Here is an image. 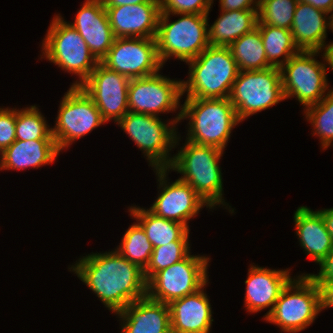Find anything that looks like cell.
Masks as SVG:
<instances>
[{"instance_id":"cell-1","label":"cell","mask_w":333,"mask_h":333,"mask_svg":"<svg viewBox=\"0 0 333 333\" xmlns=\"http://www.w3.org/2000/svg\"><path fill=\"white\" fill-rule=\"evenodd\" d=\"M68 269L96 294L112 313L146 297L147 281L142 270L118 251L81 256Z\"/></svg>"},{"instance_id":"cell-2","label":"cell","mask_w":333,"mask_h":333,"mask_svg":"<svg viewBox=\"0 0 333 333\" xmlns=\"http://www.w3.org/2000/svg\"><path fill=\"white\" fill-rule=\"evenodd\" d=\"M184 146L173 154V160L168 168L180 173V180L187 182L196 193L209 205L211 210L222 205L229 213L234 209L224 200L223 177L219 165L224 151L208 145H201L185 139Z\"/></svg>"},{"instance_id":"cell-3","label":"cell","mask_w":333,"mask_h":333,"mask_svg":"<svg viewBox=\"0 0 333 333\" xmlns=\"http://www.w3.org/2000/svg\"><path fill=\"white\" fill-rule=\"evenodd\" d=\"M181 105V120H189L186 140L224 151L241 122L229 98H186Z\"/></svg>"},{"instance_id":"cell-4","label":"cell","mask_w":333,"mask_h":333,"mask_svg":"<svg viewBox=\"0 0 333 333\" xmlns=\"http://www.w3.org/2000/svg\"><path fill=\"white\" fill-rule=\"evenodd\" d=\"M189 65L188 80H182L186 98H228L239 69L228 46H208Z\"/></svg>"},{"instance_id":"cell-5","label":"cell","mask_w":333,"mask_h":333,"mask_svg":"<svg viewBox=\"0 0 333 333\" xmlns=\"http://www.w3.org/2000/svg\"><path fill=\"white\" fill-rule=\"evenodd\" d=\"M170 15L180 16L171 22ZM208 15L161 13L155 36L158 57L164 66L171 57L187 63L209 46Z\"/></svg>"},{"instance_id":"cell-6","label":"cell","mask_w":333,"mask_h":333,"mask_svg":"<svg viewBox=\"0 0 333 333\" xmlns=\"http://www.w3.org/2000/svg\"><path fill=\"white\" fill-rule=\"evenodd\" d=\"M167 122L153 115L128 111L116 125L143 151L148 166L163 169L170 167L174 157L170 152L180 144L181 136L176 131V125L181 122V111Z\"/></svg>"},{"instance_id":"cell-7","label":"cell","mask_w":333,"mask_h":333,"mask_svg":"<svg viewBox=\"0 0 333 333\" xmlns=\"http://www.w3.org/2000/svg\"><path fill=\"white\" fill-rule=\"evenodd\" d=\"M54 16L42 40L40 59H46L63 71L78 76L72 86H80L99 62L77 30L62 15Z\"/></svg>"},{"instance_id":"cell-8","label":"cell","mask_w":333,"mask_h":333,"mask_svg":"<svg viewBox=\"0 0 333 333\" xmlns=\"http://www.w3.org/2000/svg\"><path fill=\"white\" fill-rule=\"evenodd\" d=\"M321 311L319 286L303 273L283 288L272 312L264 320L277 325L281 332L297 333L308 328Z\"/></svg>"},{"instance_id":"cell-9","label":"cell","mask_w":333,"mask_h":333,"mask_svg":"<svg viewBox=\"0 0 333 333\" xmlns=\"http://www.w3.org/2000/svg\"><path fill=\"white\" fill-rule=\"evenodd\" d=\"M321 54L320 51L300 50L280 68L285 99L296 98L306 109L319 103L331 90L326 57L324 52ZM319 55L323 62L317 60Z\"/></svg>"},{"instance_id":"cell-10","label":"cell","mask_w":333,"mask_h":333,"mask_svg":"<svg viewBox=\"0 0 333 333\" xmlns=\"http://www.w3.org/2000/svg\"><path fill=\"white\" fill-rule=\"evenodd\" d=\"M228 98L241 122L284 101L280 69L239 71Z\"/></svg>"},{"instance_id":"cell-11","label":"cell","mask_w":333,"mask_h":333,"mask_svg":"<svg viewBox=\"0 0 333 333\" xmlns=\"http://www.w3.org/2000/svg\"><path fill=\"white\" fill-rule=\"evenodd\" d=\"M210 258L191 255L155 273L147 281L146 296L151 300L170 304L176 299L195 293L209 280Z\"/></svg>"},{"instance_id":"cell-12","label":"cell","mask_w":333,"mask_h":333,"mask_svg":"<svg viewBox=\"0 0 333 333\" xmlns=\"http://www.w3.org/2000/svg\"><path fill=\"white\" fill-rule=\"evenodd\" d=\"M52 135L60 151L106 122L92 98L80 87L70 86L60 101Z\"/></svg>"},{"instance_id":"cell-13","label":"cell","mask_w":333,"mask_h":333,"mask_svg":"<svg viewBox=\"0 0 333 333\" xmlns=\"http://www.w3.org/2000/svg\"><path fill=\"white\" fill-rule=\"evenodd\" d=\"M132 78L128 87V110L159 117L160 114L173 113L180 105L182 80L170 79L162 74ZM166 112V113H165Z\"/></svg>"},{"instance_id":"cell-14","label":"cell","mask_w":333,"mask_h":333,"mask_svg":"<svg viewBox=\"0 0 333 333\" xmlns=\"http://www.w3.org/2000/svg\"><path fill=\"white\" fill-rule=\"evenodd\" d=\"M101 63L130 79L147 77L163 68L155 38H115Z\"/></svg>"},{"instance_id":"cell-15","label":"cell","mask_w":333,"mask_h":333,"mask_svg":"<svg viewBox=\"0 0 333 333\" xmlns=\"http://www.w3.org/2000/svg\"><path fill=\"white\" fill-rule=\"evenodd\" d=\"M129 82L130 78L99 62L80 87L92 98L103 120L117 124L129 111Z\"/></svg>"},{"instance_id":"cell-16","label":"cell","mask_w":333,"mask_h":333,"mask_svg":"<svg viewBox=\"0 0 333 333\" xmlns=\"http://www.w3.org/2000/svg\"><path fill=\"white\" fill-rule=\"evenodd\" d=\"M158 183V197L148 209L154 215L184 224L189 229V220L200 213V209L209 205L187 183L179 178L168 182V168L152 169ZM167 179V180H166Z\"/></svg>"},{"instance_id":"cell-17","label":"cell","mask_w":333,"mask_h":333,"mask_svg":"<svg viewBox=\"0 0 333 333\" xmlns=\"http://www.w3.org/2000/svg\"><path fill=\"white\" fill-rule=\"evenodd\" d=\"M290 269H269L251 264L248 268L244 306L250 313H259L270 308L265 319L273 310L283 288L292 279Z\"/></svg>"},{"instance_id":"cell-18","label":"cell","mask_w":333,"mask_h":333,"mask_svg":"<svg viewBox=\"0 0 333 333\" xmlns=\"http://www.w3.org/2000/svg\"><path fill=\"white\" fill-rule=\"evenodd\" d=\"M115 38H155L161 14L159 2L106 8Z\"/></svg>"},{"instance_id":"cell-19","label":"cell","mask_w":333,"mask_h":333,"mask_svg":"<svg viewBox=\"0 0 333 333\" xmlns=\"http://www.w3.org/2000/svg\"><path fill=\"white\" fill-rule=\"evenodd\" d=\"M74 19L73 23H68L81 35L96 60L101 62L115 40L102 0H85Z\"/></svg>"},{"instance_id":"cell-20","label":"cell","mask_w":333,"mask_h":333,"mask_svg":"<svg viewBox=\"0 0 333 333\" xmlns=\"http://www.w3.org/2000/svg\"><path fill=\"white\" fill-rule=\"evenodd\" d=\"M176 299L169 304L171 333H210L212 327V308L204 288Z\"/></svg>"},{"instance_id":"cell-21","label":"cell","mask_w":333,"mask_h":333,"mask_svg":"<svg viewBox=\"0 0 333 333\" xmlns=\"http://www.w3.org/2000/svg\"><path fill=\"white\" fill-rule=\"evenodd\" d=\"M116 315L121 321V333H171L169 304L147 296L128 304Z\"/></svg>"},{"instance_id":"cell-22","label":"cell","mask_w":333,"mask_h":333,"mask_svg":"<svg viewBox=\"0 0 333 333\" xmlns=\"http://www.w3.org/2000/svg\"><path fill=\"white\" fill-rule=\"evenodd\" d=\"M296 235L305 254L319 264L333 249V241L321 213L307 206L294 212Z\"/></svg>"},{"instance_id":"cell-23","label":"cell","mask_w":333,"mask_h":333,"mask_svg":"<svg viewBox=\"0 0 333 333\" xmlns=\"http://www.w3.org/2000/svg\"><path fill=\"white\" fill-rule=\"evenodd\" d=\"M328 15L310 4L297 3L290 30L299 50L324 51L327 29H330Z\"/></svg>"},{"instance_id":"cell-24","label":"cell","mask_w":333,"mask_h":333,"mask_svg":"<svg viewBox=\"0 0 333 333\" xmlns=\"http://www.w3.org/2000/svg\"><path fill=\"white\" fill-rule=\"evenodd\" d=\"M60 152L55 140H15L0 154V168L1 171L38 169L53 163Z\"/></svg>"},{"instance_id":"cell-25","label":"cell","mask_w":333,"mask_h":333,"mask_svg":"<svg viewBox=\"0 0 333 333\" xmlns=\"http://www.w3.org/2000/svg\"><path fill=\"white\" fill-rule=\"evenodd\" d=\"M130 216L144 229L153 248L167 245L173 241H190L189 231L184 224L154 215L140 206L128 208Z\"/></svg>"},{"instance_id":"cell-26","label":"cell","mask_w":333,"mask_h":333,"mask_svg":"<svg viewBox=\"0 0 333 333\" xmlns=\"http://www.w3.org/2000/svg\"><path fill=\"white\" fill-rule=\"evenodd\" d=\"M220 16L208 26L210 46H229L257 26V10H220Z\"/></svg>"},{"instance_id":"cell-27","label":"cell","mask_w":333,"mask_h":333,"mask_svg":"<svg viewBox=\"0 0 333 333\" xmlns=\"http://www.w3.org/2000/svg\"><path fill=\"white\" fill-rule=\"evenodd\" d=\"M239 71L263 70L272 67L267 62L261 33L256 27L229 46Z\"/></svg>"},{"instance_id":"cell-28","label":"cell","mask_w":333,"mask_h":333,"mask_svg":"<svg viewBox=\"0 0 333 333\" xmlns=\"http://www.w3.org/2000/svg\"><path fill=\"white\" fill-rule=\"evenodd\" d=\"M256 27L261 33L267 62L272 67L280 69L300 51L293 40L291 30L270 25H257Z\"/></svg>"},{"instance_id":"cell-29","label":"cell","mask_w":333,"mask_h":333,"mask_svg":"<svg viewBox=\"0 0 333 333\" xmlns=\"http://www.w3.org/2000/svg\"><path fill=\"white\" fill-rule=\"evenodd\" d=\"M303 112L313 127L312 135L318 136L322 149H328L333 145V88L319 103L308 106Z\"/></svg>"},{"instance_id":"cell-30","label":"cell","mask_w":333,"mask_h":333,"mask_svg":"<svg viewBox=\"0 0 333 333\" xmlns=\"http://www.w3.org/2000/svg\"><path fill=\"white\" fill-rule=\"evenodd\" d=\"M153 249L144 229L134 222L125 231L120 245L115 250L129 262L145 270L150 262Z\"/></svg>"},{"instance_id":"cell-31","label":"cell","mask_w":333,"mask_h":333,"mask_svg":"<svg viewBox=\"0 0 333 333\" xmlns=\"http://www.w3.org/2000/svg\"><path fill=\"white\" fill-rule=\"evenodd\" d=\"M36 106L16 108V140H54L52 128Z\"/></svg>"},{"instance_id":"cell-32","label":"cell","mask_w":333,"mask_h":333,"mask_svg":"<svg viewBox=\"0 0 333 333\" xmlns=\"http://www.w3.org/2000/svg\"><path fill=\"white\" fill-rule=\"evenodd\" d=\"M298 0H259L257 25L290 30Z\"/></svg>"},{"instance_id":"cell-33","label":"cell","mask_w":333,"mask_h":333,"mask_svg":"<svg viewBox=\"0 0 333 333\" xmlns=\"http://www.w3.org/2000/svg\"><path fill=\"white\" fill-rule=\"evenodd\" d=\"M189 241H173L167 245L155 247L150 262L144 270L148 281L155 273L184 259L191 251Z\"/></svg>"},{"instance_id":"cell-34","label":"cell","mask_w":333,"mask_h":333,"mask_svg":"<svg viewBox=\"0 0 333 333\" xmlns=\"http://www.w3.org/2000/svg\"><path fill=\"white\" fill-rule=\"evenodd\" d=\"M214 0H159L161 13L208 15Z\"/></svg>"},{"instance_id":"cell-35","label":"cell","mask_w":333,"mask_h":333,"mask_svg":"<svg viewBox=\"0 0 333 333\" xmlns=\"http://www.w3.org/2000/svg\"><path fill=\"white\" fill-rule=\"evenodd\" d=\"M16 140V108H0V154Z\"/></svg>"},{"instance_id":"cell-36","label":"cell","mask_w":333,"mask_h":333,"mask_svg":"<svg viewBox=\"0 0 333 333\" xmlns=\"http://www.w3.org/2000/svg\"><path fill=\"white\" fill-rule=\"evenodd\" d=\"M320 270L318 274L307 275L313 281H333V249L331 252L319 263Z\"/></svg>"},{"instance_id":"cell-37","label":"cell","mask_w":333,"mask_h":333,"mask_svg":"<svg viewBox=\"0 0 333 333\" xmlns=\"http://www.w3.org/2000/svg\"><path fill=\"white\" fill-rule=\"evenodd\" d=\"M220 10H258L259 0H219Z\"/></svg>"},{"instance_id":"cell-38","label":"cell","mask_w":333,"mask_h":333,"mask_svg":"<svg viewBox=\"0 0 333 333\" xmlns=\"http://www.w3.org/2000/svg\"><path fill=\"white\" fill-rule=\"evenodd\" d=\"M320 289L321 310L333 308V281H314Z\"/></svg>"},{"instance_id":"cell-39","label":"cell","mask_w":333,"mask_h":333,"mask_svg":"<svg viewBox=\"0 0 333 333\" xmlns=\"http://www.w3.org/2000/svg\"><path fill=\"white\" fill-rule=\"evenodd\" d=\"M298 2L310 4L314 8L323 10L328 14L333 11V0H298Z\"/></svg>"},{"instance_id":"cell-40","label":"cell","mask_w":333,"mask_h":333,"mask_svg":"<svg viewBox=\"0 0 333 333\" xmlns=\"http://www.w3.org/2000/svg\"><path fill=\"white\" fill-rule=\"evenodd\" d=\"M102 2L104 7L107 8L108 6H123L146 2H159V0H102Z\"/></svg>"},{"instance_id":"cell-41","label":"cell","mask_w":333,"mask_h":333,"mask_svg":"<svg viewBox=\"0 0 333 333\" xmlns=\"http://www.w3.org/2000/svg\"><path fill=\"white\" fill-rule=\"evenodd\" d=\"M324 221H325V224H326V227H327V230L332 238V241H333V207L332 208H327V209H320L318 210Z\"/></svg>"},{"instance_id":"cell-42","label":"cell","mask_w":333,"mask_h":333,"mask_svg":"<svg viewBox=\"0 0 333 333\" xmlns=\"http://www.w3.org/2000/svg\"><path fill=\"white\" fill-rule=\"evenodd\" d=\"M323 52L326 57L327 66H329L328 69L330 68L333 73V42H329Z\"/></svg>"},{"instance_id":"cell-43","label":"cell","mask_w":333,"mask_h":333,"mask_svg":"<svg viewBox=\"0 0 333 333\" xmlns=\"http://www.w3.org/2000/svg\"><path fill=\"white\" fill-rule=\"evenodd\" d=\"M331 15L329 16L330 20V29L333 32V11L330 13Z\"/></svg>"}]
</instances>
